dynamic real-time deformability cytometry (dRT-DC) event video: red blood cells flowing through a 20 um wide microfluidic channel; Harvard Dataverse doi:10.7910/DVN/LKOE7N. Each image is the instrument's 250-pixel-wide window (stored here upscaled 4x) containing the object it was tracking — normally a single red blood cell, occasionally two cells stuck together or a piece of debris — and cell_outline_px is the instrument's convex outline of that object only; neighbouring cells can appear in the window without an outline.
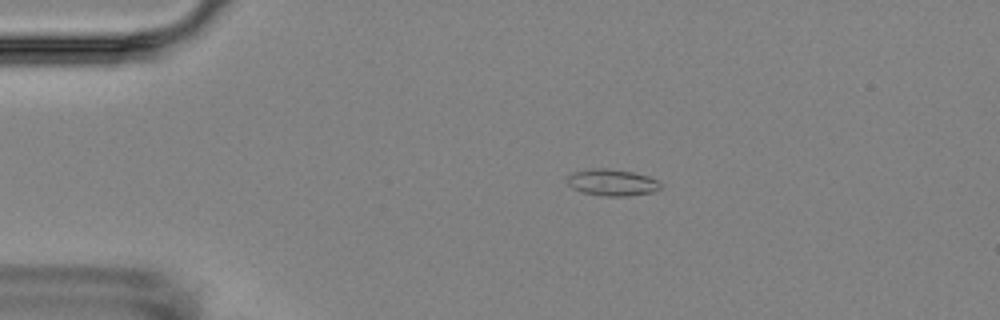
{"species": "Egyptian fruit bat (a non-hibernating species)", "species_latin": "Rousettus aegyptiacus", "temperature_condition": "room temperature", "stored_images_in_passage": 3, "camera_frame_rate_fps": 3000, "um_per_image_px": 0.085, "animal": {"sex": "female"}, "frame": {"image": 1, "passage_image": 1, "time_ms": 0.0, "image_size_px": [1000, 320], "cell_outline_px": [[660, 188], [652, 192], [628, 196], [604, 196], [584, 192], [572, 188], [568, 184], [568, 176], [576, 172], [592, 168], [604, 168], [632, 172], [648, 176], [656, 180], [660, 184]], "centroid_in_image_um": [52.03, 15.51], "position_along_channel_um": 33.0, "area_um2": 14.16}}
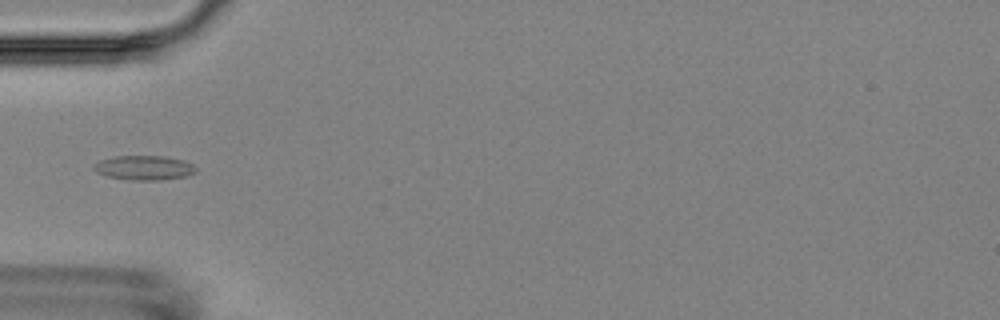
{"frame": {"image": 2, "passage_image": 3, "time_ms": 2.333, "image_size_px": [1000, 320], "cell_outline_px": [[196, 172], [184, 176], [160, 180], [136, 180], [108, 176], [96, 172], [92, 168], [92, 164], [100, 160], [112, 156], [164, 156], [184, 160], [192, 164], [196, 168]], "centroid_in_image_um": [12.22, 14.24], "position_along_channel_um": 72.8, "area_um2": 14.51}}